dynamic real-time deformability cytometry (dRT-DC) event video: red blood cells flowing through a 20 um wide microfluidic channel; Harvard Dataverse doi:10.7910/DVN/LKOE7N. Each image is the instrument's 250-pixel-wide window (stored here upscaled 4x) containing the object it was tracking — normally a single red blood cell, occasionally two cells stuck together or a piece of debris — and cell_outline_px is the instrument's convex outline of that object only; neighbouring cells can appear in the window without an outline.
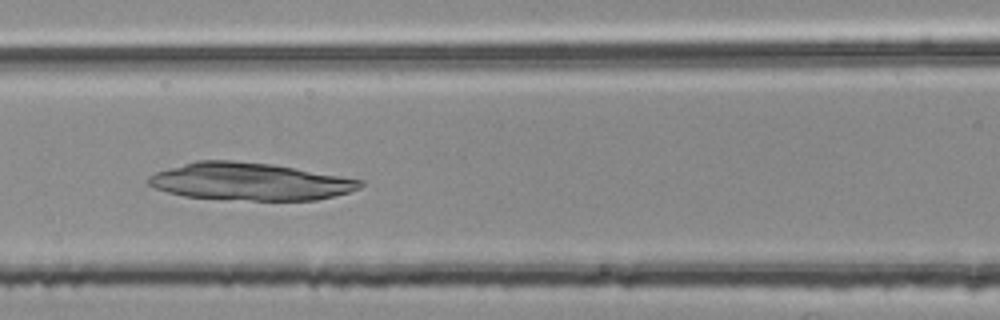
{"species": "common noctule bat (a hibernating species)", "species_latin": "Nyctalus noctula", "temperature_condition": "room temperature", "stored_images_in_passage": 50, "camera_frame_rate_fps": 3000, "um_per_image_px": 0.085, "animal": {"sex": "female", "body_mass_g": 25.1}, "frame": {"image": 1, "passage_image": 22, "time_ms": 7.0, "image_size_px": [1000, 320], "cell_outline_px": [[364, 184], [360, 188], [348, 192], [316, 200], [252, 200], [184, 196], [168, 192], [156, 188], [148, 184], [144, 180], [148, 176], [156, 172], [168, 168], [196, 160], [228, 160], [272, 164], [364, 180]], "centroid_in_image_um": [21.22, 15.42], "position_along_channel_um": 145.4, "area_um2": 45.89}}
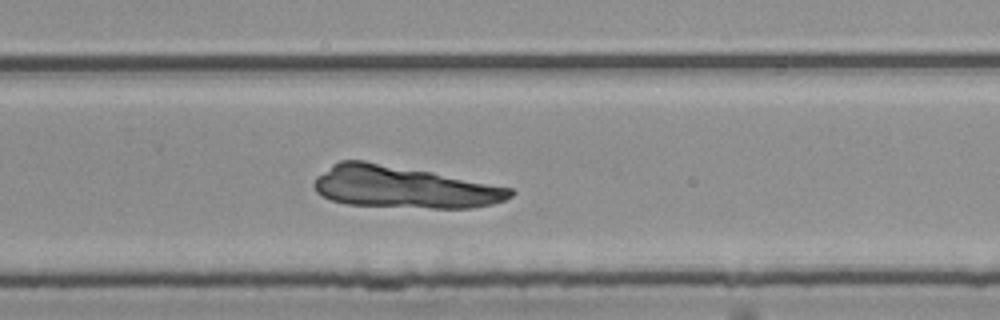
{"frame": {"image": 2, "passage_image": 34, "time_ms": 11.0, "image_size_px": [1000, 320], "cell_outline_px": [[516, 192], [512, 196], [504, 200], [492, 204], [472, 208], [432, 208], [348, 204], [332, 200], [316, 192], [312, 184], [316, 176], [332, 164], [340, 160], [364, 160], [432, 172], [512, 188]], "centroid_in_image_um": [34.28, 15.9], "position_along_channel_um": 295.5, "area_um2": 47.86}}
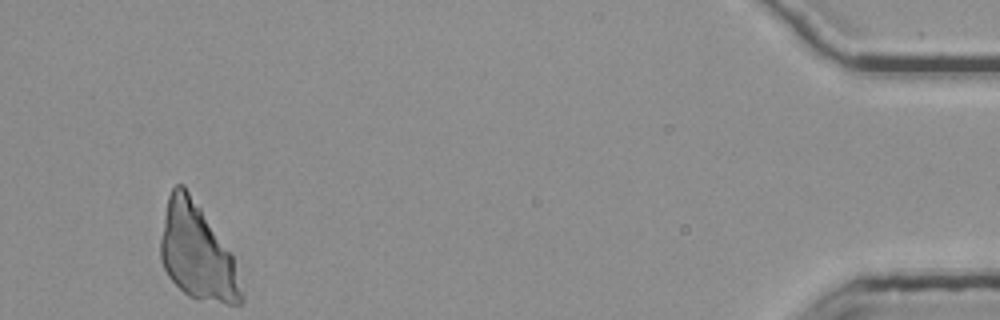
{"frame": {"image": 3, "passage_image": 50, "time_ms": 16.333, "image_size_px": [1000, 320], "cell_outline_px": [[244, 300], [240, 304], [228, 304], [196, 300], [188, 296], [168, 276], [160, 260], [160, 240], [168, 196], [172, 188], [176, 184], [184, 184], [232, 252], [244, 292]], "centroid_in_image_um": [16.78, 21.46], "position_along_channel_um": 418.4, "area_um2": 45.6}}